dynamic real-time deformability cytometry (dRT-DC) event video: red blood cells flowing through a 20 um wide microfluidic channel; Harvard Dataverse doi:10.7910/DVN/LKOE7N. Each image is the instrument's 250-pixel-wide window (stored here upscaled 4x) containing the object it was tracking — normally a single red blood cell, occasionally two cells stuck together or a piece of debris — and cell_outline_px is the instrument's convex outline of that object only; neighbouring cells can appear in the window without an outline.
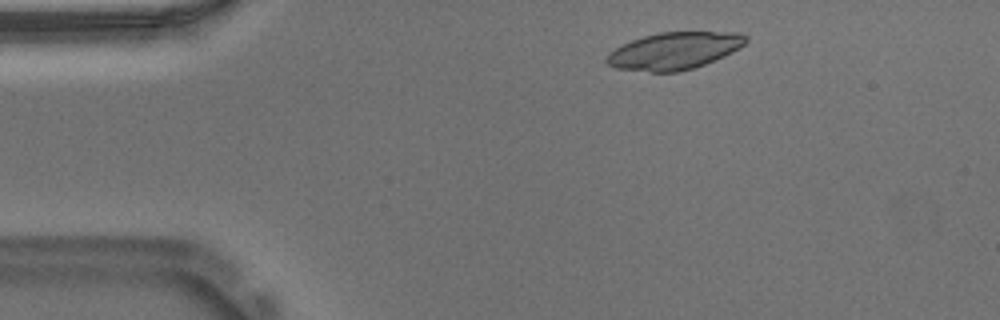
{"species": "Egyptian fruit bat (a non-hibernating species)", "species_latin": "Rousettus aegyptiacus", "temperature_condition": "warm", "stored_images_in_passage": 49, "camera_frame_rate_fps": 3000, "um_per_image_px": 0.085, "animal": {"sex": "male"}, "frame": {"image": 1, "passage_image": 4, "time_ms": 1.0, "image_size_px": [1000, 320], "cell_outline_px": [[748, 40], [740, 48], [724, 56], [704, 64], [692, 68], [676, 72], [652, 72], [616, 68], [608, 64], [604, 60], [608, 52], [632, 40], [644, 36], [660, 32], [740, 32], [748, 36]], "centroid_in_image_um": [57.32, 4.31], "position_along_channel_um": 27.7, "area_um2": 30.06}}
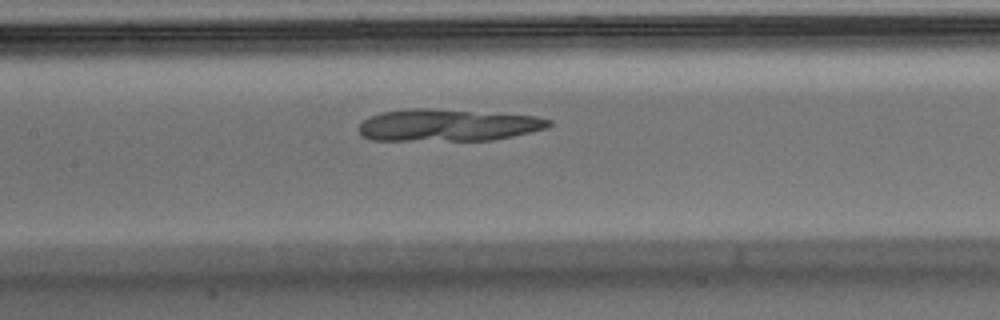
{"frame": {"image": 2, "passage_image": 20, "time_ms": 6.333, "image_size_px": [1000, 320], "cell_outline_px": [[552, 124], [548, 128], [512, 136], [492, 140], [372, 140], [364, 136], [356, 128], [368, 116], [380, 112], [412, 108], [428, 108], [536, 116], [552, 120]], "centroid_in_image_um": [38.04, 10.63], "position_along_channel_um": 169.4, "area_um2": 35.49}}
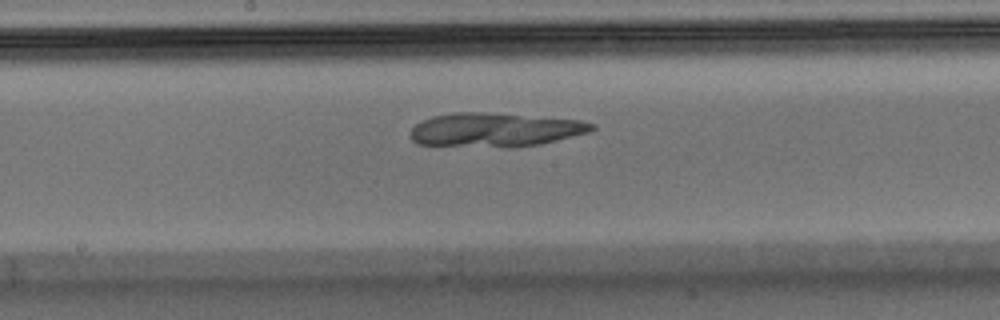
{"frame": {"image": 3, "passage_image": 23, "time_ms": 7.333, "image_size_px": [1000, 320], "cell_outline_px": [[596, 128], [588, 132], [540, 144], [512, 148], [508, 148], [416, 144], [408, 136], [412, 128], [420, 120], [432, 116], [452, 112], [480, 112], [580, 120], [596, 124]], "centroid_in_image_um": [42.01, 11.04], "position_along_channel_um": 206.2, "area_um2": 36.07}}